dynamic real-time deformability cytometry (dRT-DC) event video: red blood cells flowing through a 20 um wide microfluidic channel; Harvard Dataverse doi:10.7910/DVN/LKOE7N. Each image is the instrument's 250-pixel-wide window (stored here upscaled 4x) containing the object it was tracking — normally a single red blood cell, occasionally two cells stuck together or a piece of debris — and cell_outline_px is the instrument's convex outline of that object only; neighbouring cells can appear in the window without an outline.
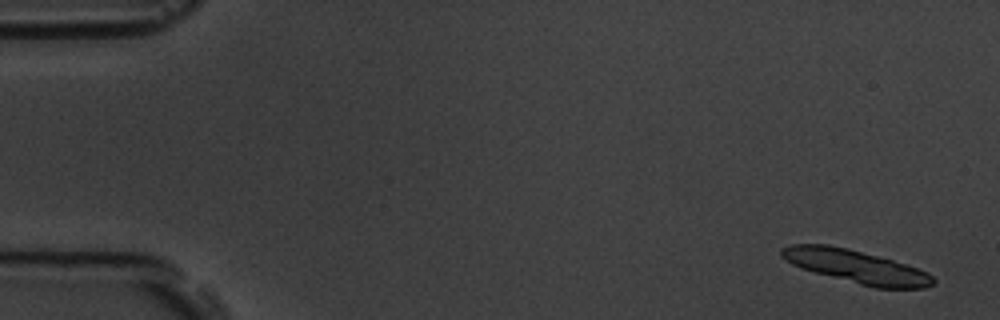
{"species": "common noctule bat (a hibernating species)", "species_latin": "Nyctalus noctula", "temperature_condition": "room temperature", "stored_images_in_passage": 6, "camera_frame_rate_fps": 3000, "um_per_image_px": 0.085, "animal": {"sex": "male", "body_mass_g": 19.5, "forearm_length_mm": 54.6}, "frame": {"image": 1, "passage_image": 1, "time_ms": 0.0, "image_size_px": [1000, 320], "cell_outline_px": [[936, 280], [932, 284], [924, 288], [876, 288], [860, 284], [800, 268], [784, 260], [780, 256], [780, 248], [788, 244], [828, 244], [848, 248], [892, 260], [928, 272]], "centroid_in_image_um": [72.71, 22.64], "position_along_channel_um": 12.3, "area_um2": 29.07}}